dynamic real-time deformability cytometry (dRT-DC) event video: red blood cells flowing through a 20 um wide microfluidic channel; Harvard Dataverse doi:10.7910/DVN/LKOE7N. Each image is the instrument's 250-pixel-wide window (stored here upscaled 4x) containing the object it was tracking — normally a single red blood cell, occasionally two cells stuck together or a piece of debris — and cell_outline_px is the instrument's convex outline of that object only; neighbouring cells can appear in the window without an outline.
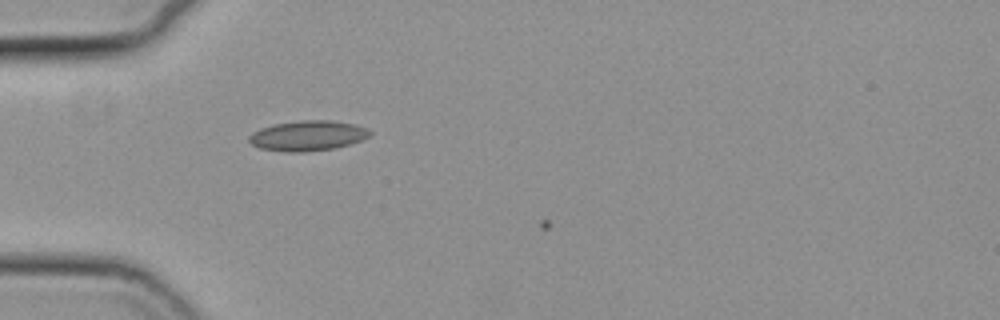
{"species": "common noctule bat (a hibernating species)", "species_latin": "Nyctalus noctula", "temperature_condition": "cold", "stored_images_in_passage": 3, "camera_frame_rate_fps": 3000, "um_per_image_px": 0.085, "animal": {"sex": "female", "body_mass_g": 19.3, "forearm_length_mm": 54.1}, "frame": {"image": 1, "passage_image": 2, "time_ms": 0.333, "image_size_px": [1000, 320], "cell_outline_px": [[372, 132], [368, 136], [360, 140], [336, 148], [304, 152], [288, 152], [260, 148], [252, 144], [248, 140], [248, 136], [252, 132], [260, 128], [272, 124], [300, 120], [332, 120], [356, 124], [368, 128]], "centroid_in_image_um": [26.14, 11.52], "position_along_channel_um": 58.9, "area_um2": 21.39}}